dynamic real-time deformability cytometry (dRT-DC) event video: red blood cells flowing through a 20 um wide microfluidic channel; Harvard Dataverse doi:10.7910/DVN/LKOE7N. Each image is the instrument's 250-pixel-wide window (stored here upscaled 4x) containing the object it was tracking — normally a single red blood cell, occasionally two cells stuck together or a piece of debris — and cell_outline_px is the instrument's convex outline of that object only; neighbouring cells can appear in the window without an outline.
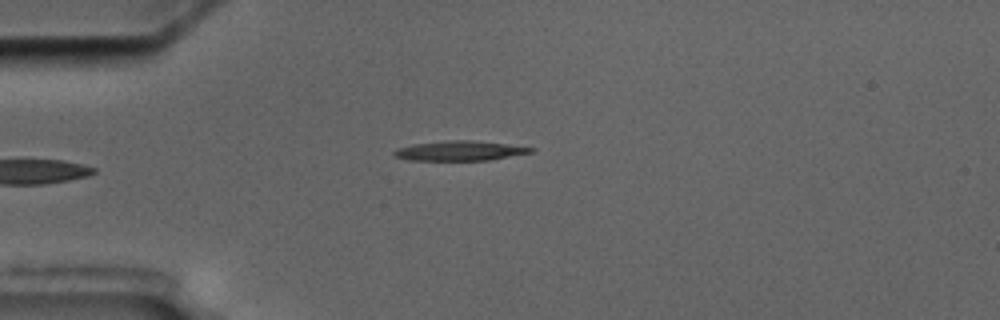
{"species": "common noctule bat (a hibernating species)", "species_latin": "Nyctalus noctula", "temperature_condition": "cold", "stored_images_in_passage": 5, "camera_frame_rate_fps": 3000, "um_per_image_px": 0.085, "animal": {"sex": "male", "body_mass_g": 17.5, "forearm_length_mm": 52.3}, "frame": {"image": 1, "passage_image": 5, "time_ms": 4.667, "image_size_px": [1000, 320], "cell_outline_px": [[536, 148], [532, 152], [488, 160], [408, 160], [392, 156], [392, 152], [396, 148], [412, 144], [452, 140], [472, 140]], "centroid_in_image_um": [39.0, 12.82], "position_along_channel_um": 46.0, "area_um2": 15.61}}